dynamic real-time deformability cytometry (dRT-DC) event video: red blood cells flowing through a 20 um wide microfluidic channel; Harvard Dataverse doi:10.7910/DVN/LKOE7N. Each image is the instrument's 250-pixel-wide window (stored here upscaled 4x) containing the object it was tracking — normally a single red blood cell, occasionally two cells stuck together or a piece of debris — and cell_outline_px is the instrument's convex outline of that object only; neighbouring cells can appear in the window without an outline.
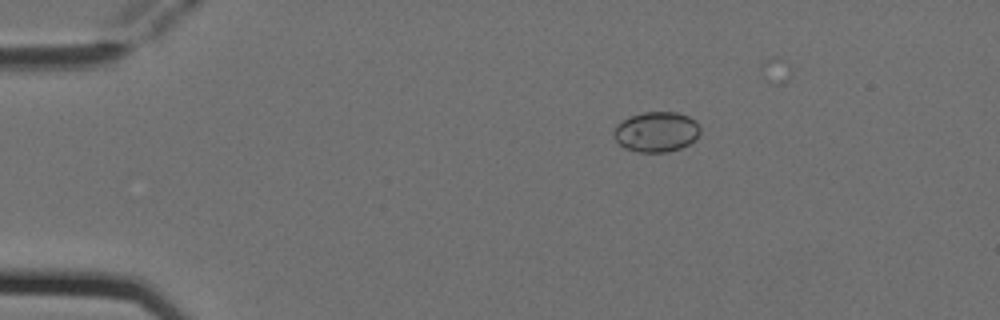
{"species": "Egyptian fruit bat (a non-hibernating species)", "species_latin": "Rousettus aegyptiacus", "temperature_condition": "cold", "stored_images_in_passage": 5, "camera_frame_rate_fps": 3000, "um_per_image_px": 0.085, "animal": {"sex": "female"}, "frame": {"image": 1, "passage_image": 1, "time_ms": 0.0, "image_size_px": [1000, 320], "cell_outline_px": [[700, 132], [696, 140], [680, 148], [668, 152], [636, 152], [624, 148], [612, 136], [612, 132], [616, 124], [620, 120], [628, 116], [644, 112], [676, 112], [688, 116], [696, 120], [700, 128]], "centroid_in_image_um": [55.76, 11.2], "position_along_channel_um": 29.2, "area_um2": 20.63}}
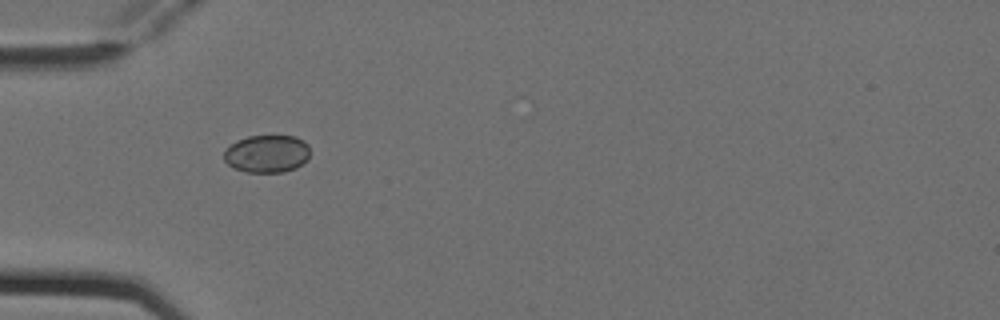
{"frame": {"image": 2, "passage_image": 3, "time_ms": 0.667, "image_size_px": [1000, 320], "cell_outline_px": [[308, 160], [296, 168], [284, 172], [244, 172], [232, 168], [224, 160], [224, 152], [236, 140], [248, 136], [296, 136], [304, 140], [308, 144]], "centroid_in_image_um": [22.69, 13.07], "position_along_channel_um": 62.3, "area_um2": 19.02}}
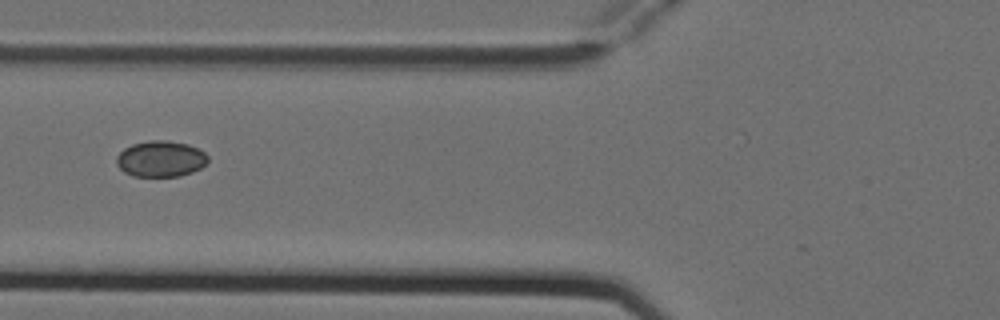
{"frame": {"image": 3, "passage_image": 4, "time_ms": 1.0, "image_size_px": [1000, 320], "cell_outline_px": [[208, 160], [200, 168], [192, 172], [180, 176], [132, 176], [124, 172], [116, 164], [116, 156], [124, 148], [132, 144], [148, 140], [168, 140], [188, 144], [204, 152], [208, 156]], "centroid_in_image_um": [13.63, 13.49], "position_along_channel_um": 112.2, "area_um2": 19.25}}